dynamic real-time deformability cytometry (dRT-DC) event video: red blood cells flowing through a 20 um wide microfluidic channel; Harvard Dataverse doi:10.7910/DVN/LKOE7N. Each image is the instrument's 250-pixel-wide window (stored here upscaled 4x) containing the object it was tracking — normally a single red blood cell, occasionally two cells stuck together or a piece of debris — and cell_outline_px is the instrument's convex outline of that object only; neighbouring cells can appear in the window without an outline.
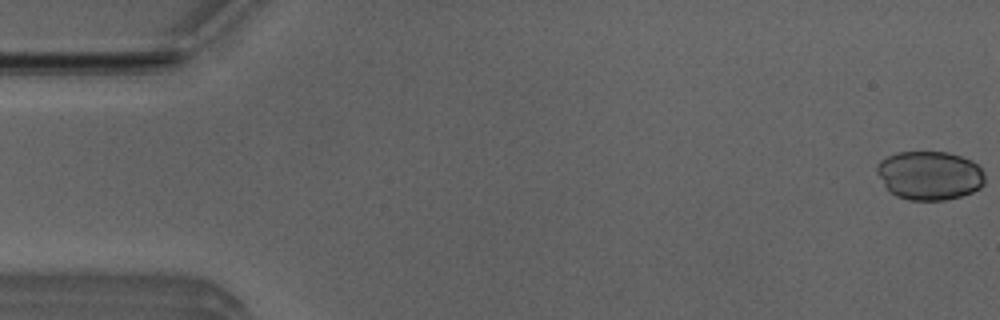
{"species": "Egyptian fruit bat (a non-hibernating species)", "species_latin": "Rousettus aegyptiacus", "temperature_condition": "room temperature", "stored_images_in_passage": 6, "camera_frame_rate_fps": 3000, "um_per_image_px": 0.085, "animal": {"sex": "male"}, "frame": {"image": 1, "passage_image": 1, "time_ms": 0.0, "image_size_px": [1000, 320], "cell_outline_px": [[984, 184], [980, 188], [972, 192], [960, 196], [944, 200], [908, 200], [896, 196], [884, 184], [876, 172], [876, 164], [880, 160], [896, 152], [948, 152], [972, 160], [980, 168], [984, 176]], "centroid_in_image_um": [79.0, 14.91], "position_along_channel_um": 6.0, "area_um2": 30.69}}